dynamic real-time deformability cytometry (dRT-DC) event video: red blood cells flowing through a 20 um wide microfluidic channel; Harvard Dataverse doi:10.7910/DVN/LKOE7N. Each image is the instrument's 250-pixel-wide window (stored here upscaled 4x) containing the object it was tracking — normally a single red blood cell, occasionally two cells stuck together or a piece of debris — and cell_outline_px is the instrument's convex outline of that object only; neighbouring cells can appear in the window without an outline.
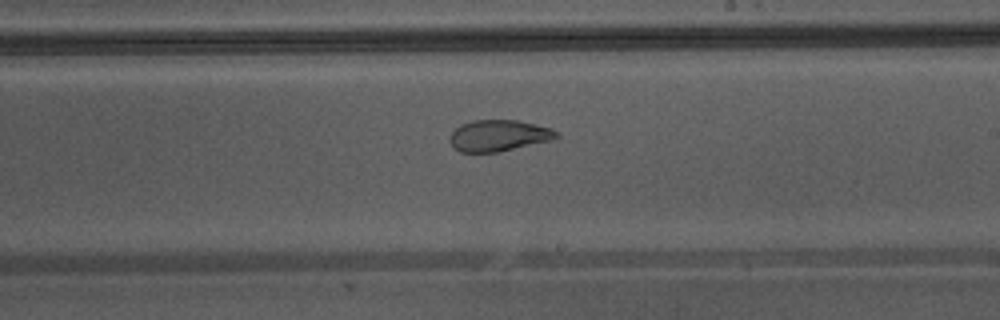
{"species": "Egyptian fruit bat (a non-hibernating species)", "species_latin": "Rousettus aegyptiacus", "temperature_condition": "warm", "stored_images_in_passage": 43, "camera_frame_rate_fps": 3000, "um_per_image_px": 0.085, "animal": {"sex": "male"}, "frame": {"image": 1, "passage_image": 25, "time_ms": 8.0, "image_size_px": [1000, 320], "cell_outline_px": [[560, 136], [552, 140], [496, 152], [460, 152], [448, 140], [448, 136], [460, 124], [472, 120], [516, 120], [536, 124], [552, 128]], "centroid_in_image_um": [42.37, 11.51], "position_along_channel_um": 246.6, "area_um2": 19.42}, "authors_computed_cell_mechanics": {"area_um2": 25.0852, "velocity_mm_per_s": 4.3597, "shape_relaxation_time_tau1_ms": null, "shape_relaxation_time_tau2_ms": 0.9616, "deformation_change_tau1": null, "deformation_change_tau2": 0.0732}}